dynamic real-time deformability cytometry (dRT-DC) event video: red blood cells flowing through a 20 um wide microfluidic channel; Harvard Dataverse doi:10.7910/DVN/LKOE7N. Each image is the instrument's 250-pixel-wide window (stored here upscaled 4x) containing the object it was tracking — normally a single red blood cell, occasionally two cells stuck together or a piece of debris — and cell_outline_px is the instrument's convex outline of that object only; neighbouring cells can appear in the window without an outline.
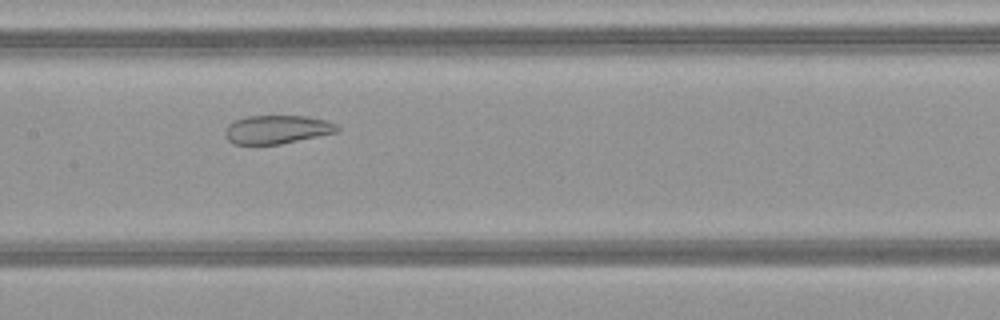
{"species": "common noctule bat (a hibernating species)", "species_latin": "Nyctalus noctula", "temperature_condition": "warm", "stored_images_in_passage": 36, "camera_frame_rate_fps": 3000, "um_per_image_px": 0.085, "animal": {"sex": "female", "body_mass_g": 21.9}, "frame": {"image": 1, "passage_image": 11, "time_ms": 3.333, "image_size_px": [1000, 320], "cell_outline_px": [[340, 132], [280, 144], [232, 144], [224, 136], [224, 132], [228, 124], [236, 120], [248, 116], [304, 116], [324, 120], [336, 124], [340, 128]], "centroid_in_image_um": [23.54, 11.01], "position_along_channel_um": 183.9, "area_um2": 18.67}}
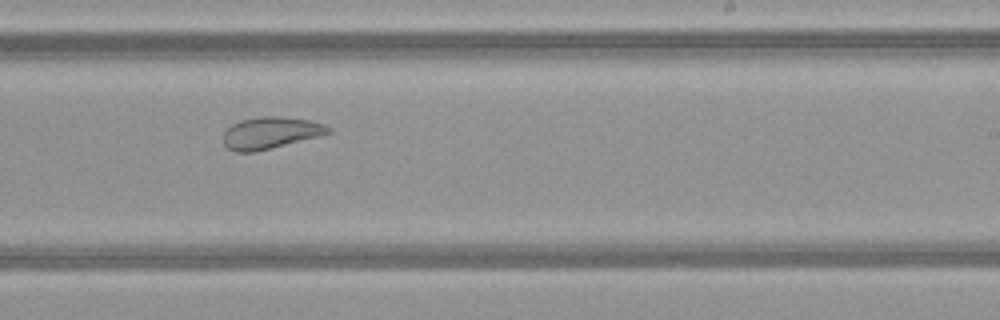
{"frame": {"image": 2, "passage_image": 17, "time_ms": 5.333, "image_size_px": [1000, 320], "cell_outline_px": [[332, 132], [320, 136], [256, 152], [236, 152], [228, 148], [224, 144], [224, 132], [232, 124], [240, 120], [260, 116], [280, 116], [308, 120], [324, 124], [332, 128]], "centroid_in_image_um": [23.01, 11.29], "position_along_channel_um": 266.0, "area_um2": 19.54}}
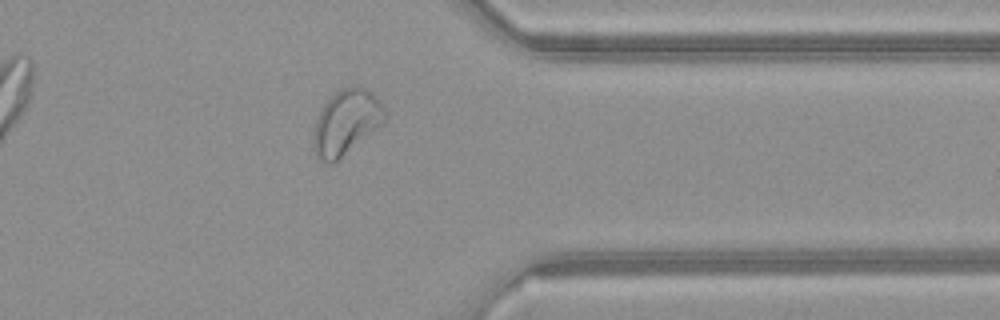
{"frame": {"image": 3, "passage_image": 26, "time_ms": 8.333, "image_size_px": [1000, 320], "cell_outline_px": [[384, 120], [380, 124], [332, 164], [328, 164], [320, 160], [316, 156], [312, 140], [312, 136], [316, 120], [324, 104], [340, 88], [352, 84], [360, 84], [372, 92], [380, 100], [384, 108]], "centroid_in_image_um": [29.39, 10.34], "position_along_channel_um": 382.0, "area_um2": 26.65}, "authors_computed_cell_mechanics": {"area_um2": 22.3975, "velocity_mm_per_s": 4.1228, "shape_relaxation_time_tau1_ms": null, "shape_relaxation_time_tau2_ms": 1.5217, "deformation_change_tau1": null, "deformation_change_tau2": 0.0757}}